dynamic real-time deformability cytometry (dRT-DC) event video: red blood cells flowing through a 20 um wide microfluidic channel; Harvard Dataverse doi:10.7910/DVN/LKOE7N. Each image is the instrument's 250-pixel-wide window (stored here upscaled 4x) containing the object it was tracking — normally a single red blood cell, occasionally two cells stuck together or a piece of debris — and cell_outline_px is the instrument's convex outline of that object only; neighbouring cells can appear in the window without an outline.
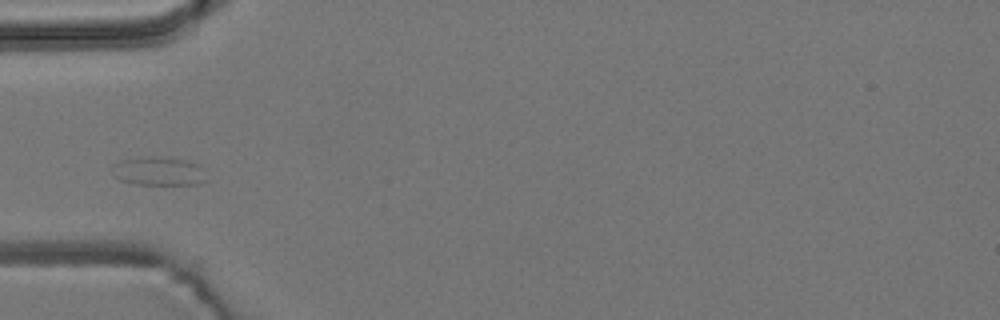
{"species": "common noctule bat (a hibernating species)", "species_latin": "Nyctalus noctula", "temperature_condition": "room temperature", "stored_images_in_passage": 6, "camera_frame_rate_fps": 3000, "um_per_image_px": 0.085, "animal": {"sex": "male", "body_mass_g": 19.2, "forearm_length_mm": 51.8}, "frame": {"image": 1, "passage_image": 3, "time_ms": 2.333, "image_size_px": [1000, 320], "cell_outline_px": [[208, 180], [196, 184], [136, 184], [120, 180], [116, 176], [112, 164], [120, 160], [148, 156], [160, 156], [184, 160], [196, 164]], "centroid_in_image_um": [13.45, 14.54], "position_along_channel_um": 71.5, "area_um2": 15.43}}
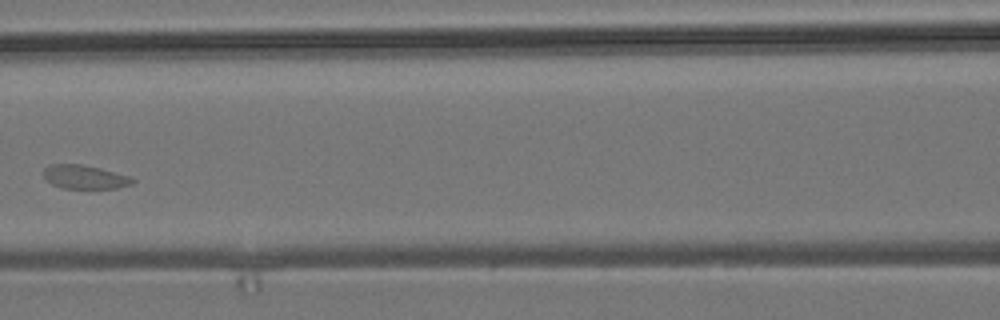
{"frame": {"image": 2, "passage_image": 5, "time_ms": 4.667, "image_size_px": [1000, 320], "cell_outline_px": [[136, 180], [132, 184], [116, 188], [60, 188], [52, 184], [44, 176], [44, 168], [52, 164], [80, 164], [100, 168], [128, 176]], "centroid_in_image_um": [7.19, 15.04], "position_along_channel_um": 159.4, "area_um2": 12.14}}
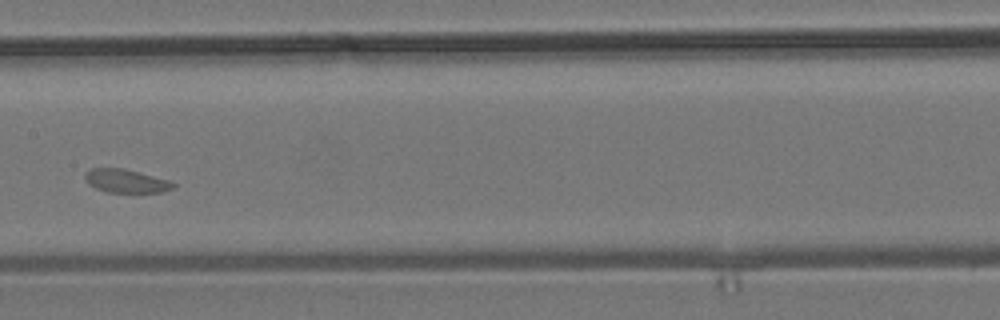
{"frame": {"image": 3, "passage_image": 6, "time_ms": 5.667, "image_size_px": [1000, 320], "cell_outline_px": [[176, 184], [172, 188], [160, 192], [108, 192], [96, 188], [88, 184], [84, 176], [84, 172], [92, 168], [124, 168], [168, 180]], "centroid_in_image_um": [10.66, 15.37], "position_along_channel_um": 196.7, "area_um2": 11.91}}